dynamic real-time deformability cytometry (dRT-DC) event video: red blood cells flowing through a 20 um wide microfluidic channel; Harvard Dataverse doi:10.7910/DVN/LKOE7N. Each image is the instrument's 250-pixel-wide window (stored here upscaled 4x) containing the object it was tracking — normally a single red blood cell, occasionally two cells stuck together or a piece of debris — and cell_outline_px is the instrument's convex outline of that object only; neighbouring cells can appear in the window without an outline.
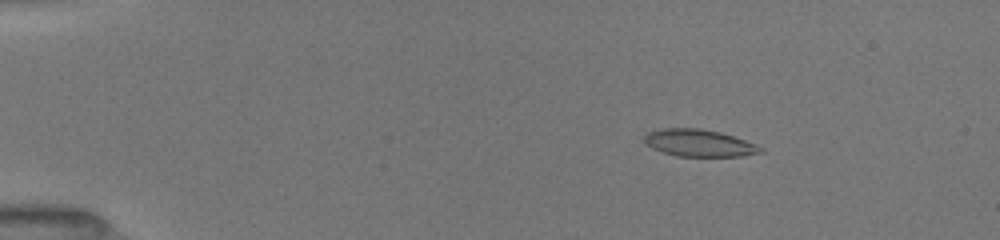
{"species": "common noctule bat (a hibernating species)", "species_latin": "Nyctalus noctula", "temperature_condition": "room temperature", "stored_images_in_passage": 44, "camera_frame_rate_fps": 3000, "um_per_image_px": 0.085, "animal": {"sex": "female", "body_mass_g": 19.5, "forearm_length_mm": 54.1}, "frame": {"image": 1, "passage_image": 8, "time_ms": 2.667, "image_size_px": [1000, 240], "cell_outline_px": [[764, 152], [740, 156], [676, 156], [652, 148], [644, 144], [644, 136], [648, 132], [664, 128], [700, 128], [720, 132], [756, 144], [764, 148]], "centroid_in_image_um": [59.41, 12.15], "position_along_channel_um": 25.6, "area_um2": 18.32}}
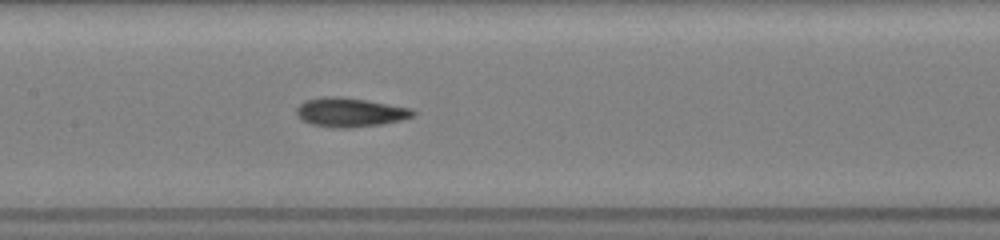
{"frame": {"image": 2, "passage_image": 21, "time_ms": 8.667, "image_size_px": [1000, 240], "cell_outline_px": [[416, 116], [384, 124], [352, 128], [336, 128], [312, 124], [300, 120], [296, 116], [296, 108], [304, 100], [324, 96], [340, 96], [412, 108], [416, 112]], "centroid_in_image_um": [29.74, 9.55], "position_along_channel_um": 177.7, "area_um2": 20.0}}
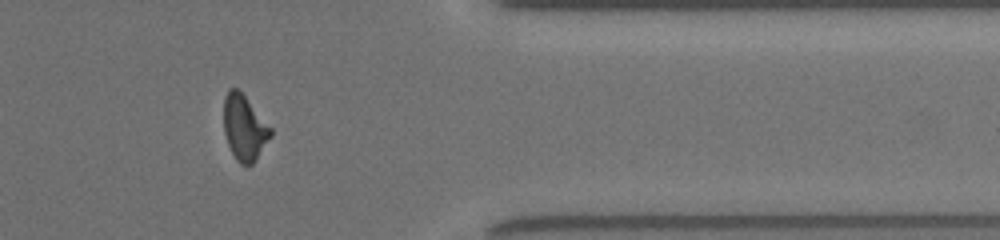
{"frame": {"image": 3, "passage_image": 36, "time_ms": 14.333, "image_size_px": [1000, 240], "cell_outline_px": [[272, 136], [256, 160], [252, 164], [240, 164], [236, 160], [228, 144], [224, 132], [224, 96], [228, 88], [236, 88], [244, 96], [272, 128]], "centroid_in_image_um": [20.77, 10.87], "position_along_channel_um": 390.6, "area_um2": 17.74}, "authors_computed_cell_mechanics": {"area_um2": 18.4093, "velocity_mm_per_s": 4.0097, "shape_relaxation_time_tau1_ms": 10.8607, "shape_relaxation_time_tau2_ms": 5.1109, "deformation_change_tau1": 0.2279, "deformation_change_tau2": 0.1366}}